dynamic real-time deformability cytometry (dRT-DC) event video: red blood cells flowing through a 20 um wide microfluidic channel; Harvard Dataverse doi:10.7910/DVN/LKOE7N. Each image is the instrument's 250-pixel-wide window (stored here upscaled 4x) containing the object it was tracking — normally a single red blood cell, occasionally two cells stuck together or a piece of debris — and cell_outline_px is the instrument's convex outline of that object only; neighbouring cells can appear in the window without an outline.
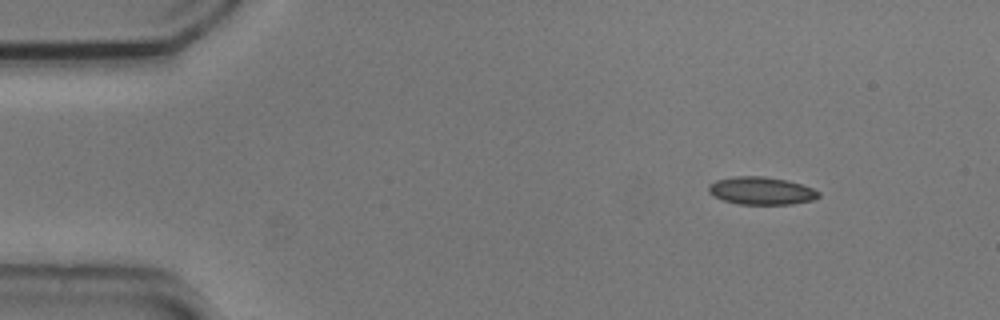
{"species": "common noctule bat (a hibernating species)", "species_latin": "Nyctalus noctula", "temperature_condition": "cold", "stored_images_in_passage": 6, "camera_frame_rate_fps": 3000, "um_per_image_px": 0.085, "animal": {"sex": "male", "body_mass_g": 20.5, "forearm_length_mm": 52.5}, "frame": {"image": 1, "passage_image": 1, "time_ms": 0.0, "image_size_px": [1000, 320], "cell_outline_px": [[820, 196], [812, 200], [792, 204], [736, 204], [724, 200], [708, 192], [708, 184], [716, 180], [736, 176], [764, 176], [788, 180], [812, 188], [820, 192]], "centroid_in_image_um": [64.71, 16.21], "position_along_channel_um": 20.3, "area_um2": 17.74}}